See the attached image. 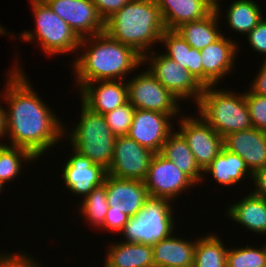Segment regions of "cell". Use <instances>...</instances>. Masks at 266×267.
<instances>
[{
	"label": "cell",
	"instance_id": "d6986e66",
	"mask_svg": "<svg viewBox=\"0 0 266 267\" xmlns=\"http://www.w3.org/2000/svg\"><path fill=\"white\" fill-rule=\"evenodd\" d=\"M224 148L239 155L254 174L266 167V132L251 127L224 137Z\"/></svg>",
	"mask_w": 266,
	"mask_h": 267
},
{
	"label": "cell",
	"instance_id": "ab89813d",
	"mask_svg": "<svg viewBox=\"0 0 266 267\" xmlns=\"http://www.w3.org/2000/svg\"><path fill=\"white\" fill-rule=\"evenodd\" d=\"M252 180L255 185L252 192L266 200V167L255 172Z\"/></svg>",
	"mask_w": 266,
	"mask_h": 267
},
{
	"label": "cell",
	"instance_id": "6da1fadb",
	"mask_svg": "<svg viewBox=\"0 0 266 267\" xmlns=\"http://www.w3.org/2000/svg\"><path fill=\"white\" fill-rule=\"evenodd\" d=\"M18 65V66H17ZM17 62L8 72L5 91L6 134L10 146L29 151L37 160L65 137V125L39 97Z\"/></svg>",
	"mask_w": 266,
	"mask_h": 267
},
{
	"label": "cell",
	"instance_id": "d590c367",
	"mask_svg": "<svg viewBox=\"0 0 266 267\" xmlns=\"http://www.w3.org/2000/svg\"><path fill=\"white\" fill-rule=\"evenodd\" d=\"M266 18H263L256 27L246 36L248 43L255 52L266 56ZM266 60V57H265Z\"/></svg>",
	"mask_w": 266,
	"mask_h": 267
},
{
	"label": "cell",
	"instance_id": "52a82bcc",
	"mask_svg": "<svg viewBox=\"0 0 266 267\" xmlns=\"http://www.w3.org/2000/svg\"><path fill=\"white\" fill-rule=\"evenodd\" d=\"M35 18L34 31H23L22 41L36 42L41 45L42 52L49 56L79 51L81 39L71 27L61 19L50 7L39 0H30Z\"/></svg>",
	"mask_w": 266,
	"mask_h": 267
},
{
	"label": "cell",
	"instance_id": "e0dca14e",
	"mask_svg": "<svg viewBox=\"0 0 266 267\" xmlns=\"http://www.w3.org/2000/svg\"><path fill=\"white\" fill-rule=\"evenodd\" d=\"M223 34L217 41L200 50L203 66V87L217 85L234 66L238 44Z\"/></svg>",
	"mask_w": 266,
	"mask_h": 267
},
{
	"label": "cell",
	"instance_id": "4fadbf2b",
	"mask_svg": "<svg viewBox=\"0 0 266 267\" xmlns=\"http://www.w3.org/2000/svg\"><path fill=\"white\" fill-rule=\"evenodd\" d=\"M177 116L180 118L182 115L135 109L128 136L152 152L160 153L167 137L173 132L172 117Z\"/></svg>",
	"mask_w": 266,
	"mask_h": 267
},
{
	"label": "cell",
	"instance_id": "e575fe53",
	"mask_svg": "<svg viewBox=\"0 0 266 267\" xmlns=\"http://www.w3.org/2000/svg\"><path fill=\"white\" fill-rule=\"evenodd\" d=\"M0 267H42L39 263L26 252L17 253H1Z\"/></svg>",
	"mask_w": 266,
	"mask_h": 267
},
{
	"label": "cell",
	"instance_id": "8992f818",
	"mask_svg": "<svg viewBox=\"0 0 266 267\" xmlns=\"http://www.w3.org/2000/svg\"><path fill=\"white\" fill-rule=\"evenodd\" d=\"M171 203L167 199L149 197L120 232L123 242L154 245L173 235L176 221Z\"/></svg>",
	"mask_w": 266,
	"mask_h": 267
},
{
	"label": "cell",
	"instance_id": "603a6c76",
	"mask_svg": "<svg viewBox=\"0 0 266 267\" xmlns=\"http://www.w3.org/2000/svg\"><path fill=\"white\" fill-rule=\"evenodd\" d=\"M160 42L166 47V52L164 51L163 54L189 71L203 86V66L200 50L191 48L175 30L166 29Z\"/></svg>",
	"mask_w": 266,
	"mask_h": 267
},
{
	"label": "cell",
	"instance_id": "5bb4252c",
	"mask_svg": "<svg viewBox=\"0 0 266 267\" xmlns=\"http://www.w3.org/2000/svg\"><path fill=\"white\" fill-rule=\"evenodd\" d=\"M45 3L80 39L105 31V22L92 0H49Z\"/></svg>",
	"mask_w": 266,
	"mask_h": 267
},
{
	"label": "cell",
	"instance_id": "4316f807",
	"mask_svg": "<svg viewBox=\"0 0 266 267\" xmlns=\"http://www.w3.org/2000/svg\"><path fill=\"white\" fill-rule=\"evenodd\" d=\"M203 174H210L215 182L222 186H234L244 177L253 179V173L246 162L237 154L223 148L219 155L204 170Z\"/></svg>",
	"mask_w": 266,
	"mask_h": 267
},
{
	"label": "cell",
	"instance_id": "9c48e42d",
	"mask_svg": "<svg viewBox=\"0 0 266 267\" xmlns=\"http://www.w3.org/2000/svg\"><path fill=\"white\" fill-rule=\"evenodd\" d=\"M128 101L135 109L166 114L182 112L176 96L167 90L147 69L127 80Z\"/></svg>",
	"mask_w": 266,
	"mask_h": 267
},
{
	"label": "cell",
	"instance_id": "277c9868",
	"mask_svg": "<svg viewBox=\"0 0 266 267\" xmlns=\"http://www.w3.org/2000/svg\"><path fill=\"white\" fill-rule=\"evenodd\" d=\"M205 86L198 101L199 115L222 137L250 129L252 126L245 92Z\"/></svg>",
	"mask_w": 266,
	"mask_h": 267
},
{
	"label": "cell",
	"instance_id": "ee69618b",
	"mask_svg": "<svg viewBox=\"0 0 266 267\" xmlns=\"http://www.w3.org/2000/svg\"><path fill=\"white\" fill-rule=\"evenodd\" d=\"M159 267H179V266H159Z\"/></svg>",
	"mask_w": 266,
	"mask_h": 267
},
{
	"label": "cell",
	"instance_id": "1f68e13d",
	"mask_svg": "<svg viewBox=\"0 0 266 267\" xmlns=\"http://www.w3.org/2000/svg\"><path fill=\"white\" fill-rule=\"evenodd\" d=\"M261 246L230 247L226 254V267H266V243Z\"/></svg>",
	"mask_w": 266,
	"mask_h": 267
},
{
	"label": "cell",
	"instance_id": "2e32d148",
	"mask_svg": "<svg viewBox=\"0 0 266 267\" xmlns=\"http://www.w3.org/2000/svg\"><path fill=\"white\" fill-rule=\"evenodd\" d=\"M108 211H117L133 217L150 197L144 181L119 179L106 175Z\"/></svg>",
	"mask_w": 266,
	"mask_h": 267
},
{
	"label": "cell",
	"instance_id": "d6a6232c",
	"mask_svg": "<svg viewBox=\"0 0 266 267\" xmlns=\"http://www.w3.org/2000/svg\"><path fill=\"white\" fill-rule=\"evenodd\" d=\"M134 111L135 107L127 101L114 110L103 114L107 125L116 137L128 135Z\"/></svg>",
	"mask_w": 266,
	"mask_h": 267
},
{
	"label": "cell",
	"instance_id": "5b68a950",
	"mask_svg": "<svg viewBox=\"0 0 266 267\" xmlns=\"http://www.w3.org/2000/svg\"><path fill=\"white\" fill-rule=\"evenodd\" d=\"M81 115L77 125L67 136L73 150L88 157L106 170L112 164L116 136L110 130L102 114L91 111L81 102ZM73 131V132H72Z\"/></svg>",
	"mask_w": 266,
	"mask_h": 267
},
{
	"label": "cell",
	"instance_id": "7a4b0ae2",
	"mask_svg": "<svg viewBox=\"0 0 266 267\" xmlns=\"http://www.w3.org/2000/svg\"><path fill=\"white\" fill-rule=\"evenodd\" d=\"M82 47L85 49L80 51ZM79 51L82 55L78 54L72 62L79 90L89 82L124 80L129 72L142 66L139 53L105 31L81 39Z\"/></svg>",
	"mask_w": 266,
	"mask_h": 267
},
{
	"label": "cell",
	"instance_id": "ba28073f",
	"mask_svg": "<svg viewBox=\"0 0 266 267\" xmlns=\"http://www.w3.org/2000/svg\"><path fill=\"white\" fill-rule=\"evenodd\" d=\"M156 54L151 50L142 57V64L147 65V61L150 62L147 70L179 100L192 99L197 104L204 87L189 71L174 60L163 53L160 55L159 51Z\"/></svg>",
	"mask_w": 266,
	"mask_h": 267
},
{
	"label": "cell",
	"instance_id": "8fae6325",
	"mask_svg": "<svg viewBox=\"0 0 266 267\" xmlns=\"http://www.w3.org/2000/svg\"><path fill=\"white\" fill-rule=\"evenodd\" d=\"M154 155V152L141 146L128 135L117 136L112 164L107 174L119 179L144 181Z\"/></svg>",
	"mask_w": 266,
	"mask_h": 267
},
{
	"label": "cell",
	"instance_id": "ac0fdd59",
	"mask_svg": "<svg viewBox=\"0 0 266 267\" xmlns=\"http://www.w3.org/2000/svg\"><path fill=\"white\" fill-rule=\"evenodd\" d=\"M125 82L124 80L89 82L79 91L80 101L91 111L106 114L128 101V86Z\"/></svg>",
	"mask_w": 266,
	"mask_h": 267
},
{
	"label": "cell",
	"instance_id": "f1b7e54d",
	"mask_svg": "<svg viewBox=\"0 0 266 267\" xmlns=\"http://www.w3.org/2000/svg\"><path fill=\"white\" fill-rule=\"evenodd\" d=\"M222 239L215 233L197 239L193 267H226L225 247Z\"/></svg>",
	"mask_w": 266,
	"mask_h": 267
},
{
	"label": "cell",
	"instance_id": "ffe728a7",
	"mask_svg": "<svg viewBox=\"0 0 266 267\" xmlns=\"http://www.w3.org/2000/svg\"><path fill=\"white\" fill-rule=\"evenodd\" d=\"M156 3L167 30L201 20L215 9V0H156Z\"/></svg>",
	"mask_w": 266,
	"mask_h": 267
},
{
	"label": "cell",
	"instance_id": "7bdbcfd3",
	"mask_svg": "<svg viewBox=\"0 0 266 267\" xmlns=\"http://www.w3.org/2000/svg\"><path fill=\"white\" fill-rule=\"evenodd\" d=\"M5 188V184L0 180V193H2V190Z\"/></svg>",
	"mask_w": 266,
	"mask_h": 267
},
{
	"label": "cell",
	"instance_id": "f546056e",
	"mask_svg": "<svg viewBox=\"0 0 266 267\" xmlns=\"http://www.w3.org/2000/svg\"><path fill=\"white\" fill-rule=\"evenodd\" d=\"M80 203L79 210L80 214H83L84 220H88L87 222L91 226L101 228L105 223L109 208L106 196V178L102 185L95 187L85 198H82Z\"/></svg>",
	"mask_w": 266,
	"mask_h": 267
},
{
	"label": "cell",
	"instance_id": "60d3db41",
	"mask_svg": "<svg viewBox=\"0 0 266 267\" xmlns=\"http://www.w3.org/2000/svg\"><path fill=\"white\" fill-rule=\"evenodd\" d=\"M5 134H6V111L4 109V106L0 104V139L3 137L5 138Z\"/></svg>",
	"mask_w": 266,
	"mask_h": 267
},
{
	"label": "cell",
	"instance_id": "44dd1931",
	"mask_svg": "<svg viewBox=\"0 0 266 267\" xmlns=\"http://www.w3.org/2000/svg\"><path fill=\"white\" fill-rule=\"evenodd\" d=\"M229 206L226 213L235 224L239 223L255 234L266 235V200L264 198L250 192L240 201Z\"/></svg>",
	"mask_w": 266,
	"mask_h": 267
},
{
	"label": "cell",
	"instance_id": "836d02e7",
	"mask_svg": "<svg viewBox=\"0 0 266 267\" xmlns=\"http://www.w3.org/2000/svg\"><path fill=\"white\" fill-rule=\"evenodd\" d=\"M245 100L254 128L266 132V96L245 91Z\"/></svg>",
	"mask_w": 266,
	"mask_h": 267
},
{
	"label": "cell",
	"instance_id": "7c38bea8",
	"mask_svg": "<svg viewBox=\"0 0 266 267\" xmlns=\"http://www.w3.org/2000/svg\"><path fill=\"white\" fill-rule=\"evenodd\" d=\"M144 183L150 197L167 199L172 204L183 191L196 186L172 161L160 153L153 156Z\"/></svg>",
	"mask_w": 266,
	"mask_h": 267
},
{
	"label": "cell",
	"instance_id": "8d00e7d4",
	"mask_svg": "<svg viewBox=\"0 0 266 267\" xmlns=\"http://www.w3.org/2000/svg\"><path fill=\"white\" fill-rule=\"evenodd\" d=\"M130 1L131 0H92L104 22H106Z\"/></svg>",
	"mask_w": 266,
	"mask_h": 267
},
{
	"label": "cell",
	"instance_id": "4dcf8cb0",
	"mask_svg": "<svg viewBox=\"0 0 266 267\" xmlns=\"http://www.w3.org/2000/svg\"><path fill=\"white\" fill-rule=\"evenodd\" d=\"M33 160L36 158L26 149L0 143V180L4 184L13 181L23 169V161Z\"/></svg>",
	"mask_w": 266,
	"mask_h": 267
},
{
	"label": "cell",
	"instance_id": "f6af8a7d",
	"mask_svg": "<svg viewBox=\"0 0 266 267\" xmlns=\"http://www.w3.org/2000/svg\"><path fill=\"white\" fill-rule=\"evenodd\" d=\"M39 1H41V2L45 3L46 1H49V0H39Z\"/></svg>",
	"mask_w": 266,
	"mask_h": 267
},
{
	"label": "cell",
	"instance_id": "d4e9b609",
	"mask_svg": "<svg viewBox=\"0 0 266 267\" xmlns=\"http://www.w3.org/2000/svg\"><path fill=\"white\" fill-rule=\"evenodd\" d=\"M114 243L109 244L106 251L104 267H153L152 245L123 241Z\"/></svg>",
	"mask_w": 266,
	"mask_h": 267
},
{
	"label": "cell",
	"instance_id": "83f0119b",
	"mask_svg": "<svg viewBox=\"0 0 266 267\" xmlns=\"http://www.w3.org/2000/svg\"><path fill=\"white\" fill-rule=\"evenodd\" d=\"M227 9L228 27L242 35L252 31L264 18L260 6L254 0H234Z\"/></svg>",
	"mask_w": 266,
	"mask_h": 267
},
{
	"label": "cell",
	"instance_id": "7402d4cb",
	"mask_svg": "<svg viewBox=\"0 0 266 267\" xmlns=\"http://www.w3.org/2000/svg\"><path fill=\"white\" fill-rule=\"evenodd\" d=\"M184 239L171 235L152 245L153 267H193L197 239Z\"/></svg>",
	"mask_w": 266,
	"mask_h": 267
},
{
	"label": "cell",
	"instance_id": "3957f363",
	"mask_svg": "<svg viewBox=\"0 0 266 267\" xmlns=\"http://www.w3.org/2000/svg\"><path fill=\"white\" fill-rule=\"evenodd\" d=\"M165 30L156 0H131L105 22L106 33L142 57L160 43Z\"/></svg>",
	"mask_w": 266,
	"mask_h": 267
},
{
	"label": "cell",
	"instance_id": "f35d334b",
	"mask_svg": "<svg viewBox=\"0 0 266 267\" xmlns=\"http://www.w3.org/2000/svg\"><path fill=\"white\" fill-rule=\"evenodd\" d=\"M258 72V75L254 77L255 79L251 81L253 83H251L249 90L254 94L266 96V60Z\"/></svg>",
	"mask_w": 266,
	"mask_h": 267
},
{
	"label": "cell",
	"instance_id": "b9f144b4",
	"mask_svg": "<svg viewBox=\"0 0 266 267\" xmlns=\"http://www.w3.org/2000/svg\"><path fill=\"white\" fill-rule=\"evenodd\" d=\"M0 34L7 35L6 29L0 24Z\"/></svg>",
	"mask_w": 266,
	"mask_h": 267
},
{
	"label": "cell",
	"instance_id": "484cf974",
	"mask_svg": "<svg viewBox=\"0 0 266 267\" xmlns=\"http://www.w3.org/2000/svg\"><path fill=\"white\" fill-rule=\"evenodd\" d=\"M160 154L172 161L196 185L203 182L204 171L199 167L187 141L178 131H173L167 137Z\"/></svg>",
	"mask_w": 266,
	"mask_h": 267
},
{
	"label": "cell",
	"instance_id": "30bf717a",
	"mask_svg": "<svg viewBox=\"0 0 266 267\" xmlns=\"http://www.w3.org/2000/svg\"><path fill=\"white\" fill-rule=\"evenodd\" d=\"M198 116L183 115L177 131L187 141L199 167L204 171L224 148V138Z\"/></svg>",
	"mask_w": 266,
	"mask_h": 267
},
{
	"label": "cell",
	"instance_id": "9a60e30c",
	"mask_svg": "<svg viewBox=\"0 0 266 267\" xmlns=\"http://www.w3.org/2000/svg\"><path fill=\"white\" fill-rule=\"evenodd\" d=\"M72 156L63 164L64 185L74 195L85 198L95 187L104 183L107 170L73 150ZM83 195L84 197H82Z\"/></svg>",
	"mask_w": 266,
	"mask_h": 267
},
{
	"label": "cell",
	"instance_id": "cb8c5ba5",
	"mask_svg": "<svg viewBox=\"0 0 266 267\" xmlns=\"http://www.w3.org/2000/svg\"><path fill=\"white\" fill-rule=\"evenodd\" d=\"M218 2L219 0H215V9L205 18L183 23L175 29L191 48L202 50L223 35L218 25L221 11Z\"/></svg>",
	"mask_w": 266,
	"mask_h": 267
},
{
	"label": "cell",
	"instance_id": "74e56055",
	"mask_svg": "<svg viewBox=\"0 0 266 267\" xmlns=\"http://www.w3.org/2000/svg\"><path fill=\"white\" fill-rule=\"evenodd\" d=\"M128 217L126 214L117 211H107L105 217V223L100 229L113 231V232H121L125 224L128 222Z\"/></svg>",
	"mask_w": 266,
	"mask_h": 267
}]
</instances>
